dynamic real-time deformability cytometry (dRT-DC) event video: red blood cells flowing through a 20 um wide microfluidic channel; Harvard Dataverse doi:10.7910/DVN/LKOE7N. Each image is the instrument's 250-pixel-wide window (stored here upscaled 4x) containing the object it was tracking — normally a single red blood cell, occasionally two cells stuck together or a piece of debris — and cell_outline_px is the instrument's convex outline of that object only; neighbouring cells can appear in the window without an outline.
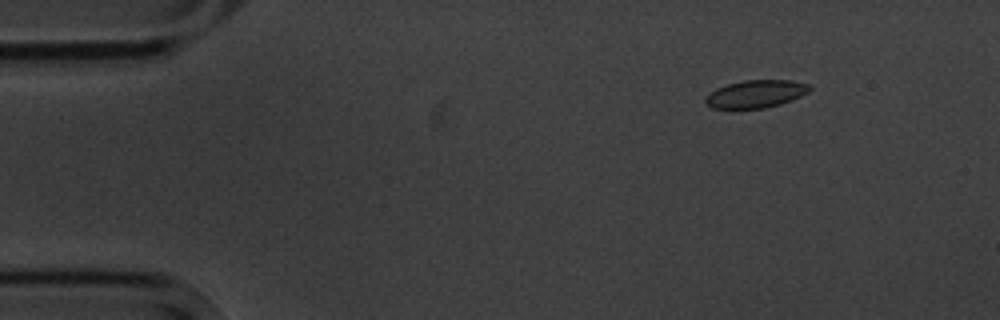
{"species": "common noctule bat (a hibernating species)", "species_latin": "Nyctalus noctula", "temperature_condition": "cold", "stored_images_in_passage": 8, "camera_frame_rate_fps": 3000, "um_per_image_px": 0.085, "animal": {"sex": "male", "body_mass_g": 20.1, "forearm_length_mm": 53.5}, "frame": {"image": 1, "passage_image": 2, "time_ms": 1.333, "image_size_px": [1000, 320], "cell_outline_px": [[812, 88], [808, 92], [800, 96], [780, 104], [764, 108], [712, 108], [704, 100], [704, 96], [716, 88], [728, 84], [744, 80], [792, 80], [808, 84]], "centroid_in_image_um": [64.23, 7.97], "position_along_channel_um": 20.8, "area_um2": 16.7}}
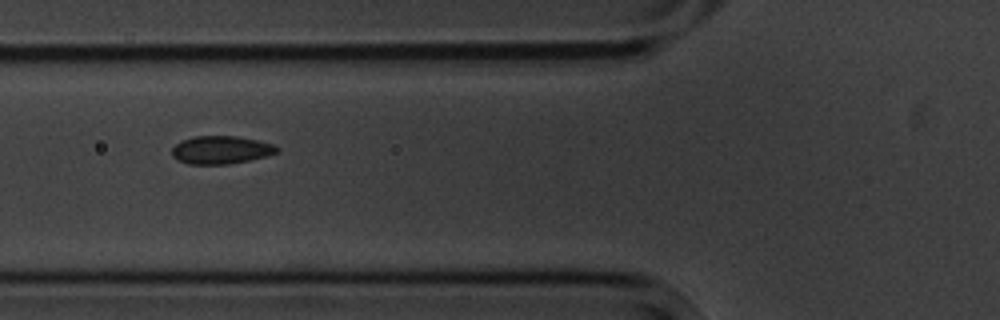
{"frame": {"image": 2, "passage_image": 6, "time_ms": 6.0, "image_size_px": [1000, 320], "cell_outline_px": [[280, 152], [268, 156], [228, 164], [188, 164], [172, 156], [172, 148], [176, 144], [192, 136], [236, 136], [256, 140], [272, 144], [280, 148]], "centroid_in_image_um": [18.81, 12.74], "position_along_channel_um": 107.0, "area_um2": 17.05}}
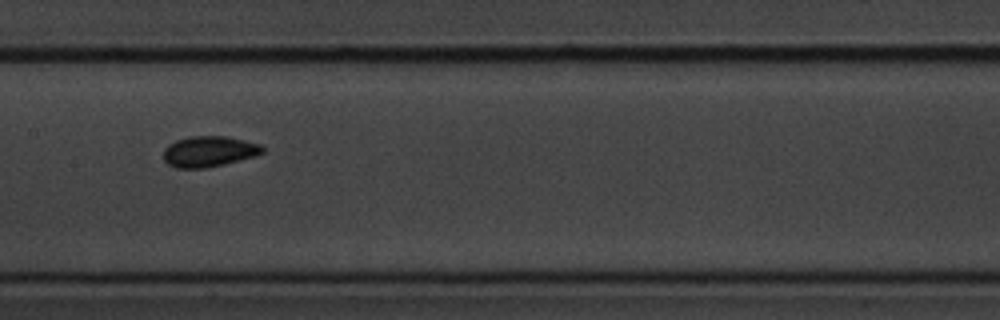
{"frame": {"image": 3, "passage_image": 8, "time_ms": 8.333, "image_size_px": [1000, 320], "cell_outline_px": [[264, 152], [256, 156], [224, 164], [204, 168], [176, 168], [168, 164], [164, 160], [164, 148], [168, 144], [176, 140], [188, 136], [224, 136], [244, 140], [260, 144], [264, 148]], "centroid_in_image_um": [17.76, 12.87], "position_along_channel_um": 189.6, "area_um2": 17.8}}